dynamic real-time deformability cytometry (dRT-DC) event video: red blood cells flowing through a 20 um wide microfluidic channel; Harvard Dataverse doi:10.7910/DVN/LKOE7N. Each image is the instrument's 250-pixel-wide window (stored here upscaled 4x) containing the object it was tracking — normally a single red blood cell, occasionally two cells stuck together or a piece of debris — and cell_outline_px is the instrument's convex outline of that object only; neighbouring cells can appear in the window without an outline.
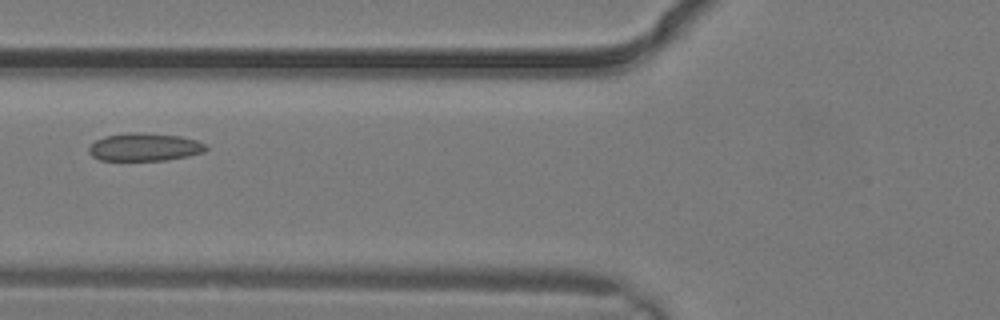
{"species": "common noctule bat (a hibernating species)", "species_latin": "Nyctalus noctula", "temperature_condition": "warm", "stored_images_in_passage": 3, "camera_frame_rate_fps": 3000, "um_per_image_px": 0.085, "animal": {"sex": "male", "body_mass_g": 19.2, "forearm_length_mm": 51.8}, "frame": {"image": 1, "passage_image": 3, "time_ms": 0.667, "image_size_px": [1000, 320], "cell_outline_px": [[208, 148], [204, 152], [188, 156], [164, 160], [100, 160], [92, 156], [88, 152], [88, 148], [96, 140], [104, 136], [128, 132], [136, 132], [180, 136], [196, 140], [204, 144]], "centroid_in_image_um": [12.27, 12.5], "position_along_channel_um": 113.5, "area_um2": 18.96}}